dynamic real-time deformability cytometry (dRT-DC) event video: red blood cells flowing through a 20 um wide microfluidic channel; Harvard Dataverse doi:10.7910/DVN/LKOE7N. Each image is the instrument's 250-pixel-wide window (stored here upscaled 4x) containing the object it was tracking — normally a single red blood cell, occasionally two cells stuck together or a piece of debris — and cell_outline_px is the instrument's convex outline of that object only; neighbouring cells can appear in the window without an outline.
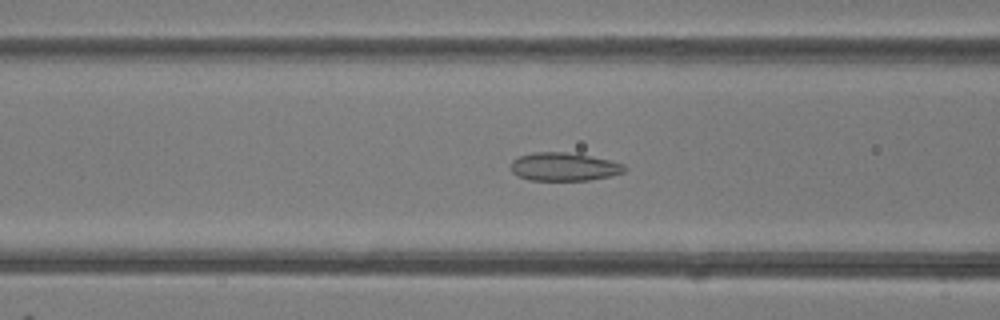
{"species": "common noctule bat (a hibernating species)", "species_latin": "Nyctalus noctula", "temperature_condition": "room temperature", "stored_images_in_passage": 34, "camera_frame_rate_fps": 3000, "um_per_image_px": 0.085, "animal": {"sex": "female"}, "frame": {"image": 1, "passage_image": 5, "time_ms": 1.333, "image_size_px": [1000, 320], "cell_outline_px": [[628, 168], [624, 172], [608, 176], [588, 180], [528, 180], [512, 172], [512, 160], [520, 156], [536, 152], [564, 152], [588, 156], [608, 160], [624, 164]], "centroid_in_image_um": [47.94, 14.18], "position_along_channel_um": 118.7, "area_um2": 18.38}}
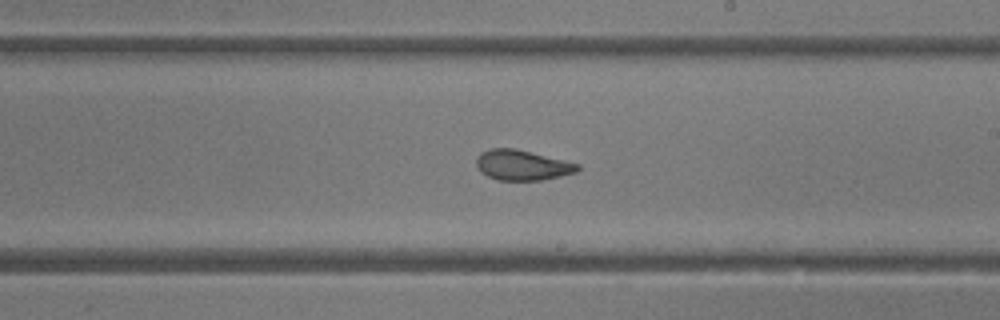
{"frame": {"image": 2, "passage_image": 14, "time_ms": 4.333, "image_size_px": [1000, 320], "cell_outline_px": [[580, 168], [576, 172], [560, 176], [540, 180], [496, 180], [480, 172], [476, 164], [476, 156], [480, 152], [488, 148], [516, 148], [580, 164]], "centroid_in_image_um": [44.35, 14.02], "position_along_channel_um": 244.7, "area_um2": 17.98}}
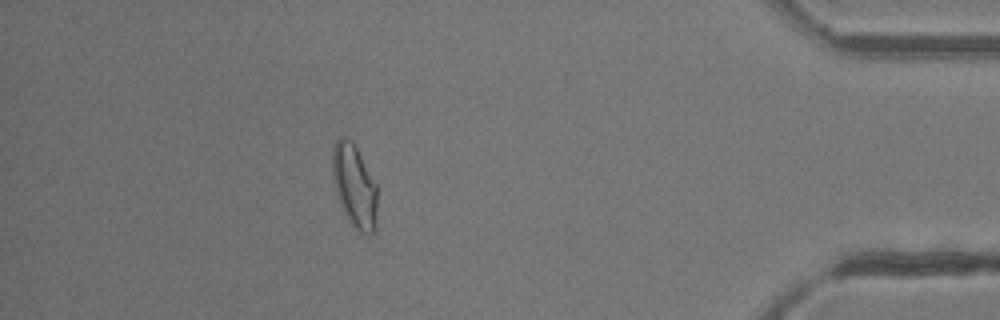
{"frame": {"image": 3, "passage_image": 29, "time_ms": 9.333, "image_size_px": [1000, 320], "cell_outline_px": [[376, 228], [368, 236], [356, 232], [348, 220], [336, 196], [332, 172], [332, 148], [336, 140], [340, 136], [344, 136], [352, 140], [376, 184]], "centroid_in_image_um": [30.1, 15.83], "position_along_channel_um": 405.1, "area_um2": 21.96}, "authors_computed_cell_mechanics": {"area_um2": 18.6405, "velocity_mm_per_s": 4.195, "shape_relaxation_time_tau1_ms": 10.9646, "shape_relaxation_time_tau2_ms": 1.1244, "deformation_change_tau1": 0.205, "deformation_change_tau2": 0.0753}}